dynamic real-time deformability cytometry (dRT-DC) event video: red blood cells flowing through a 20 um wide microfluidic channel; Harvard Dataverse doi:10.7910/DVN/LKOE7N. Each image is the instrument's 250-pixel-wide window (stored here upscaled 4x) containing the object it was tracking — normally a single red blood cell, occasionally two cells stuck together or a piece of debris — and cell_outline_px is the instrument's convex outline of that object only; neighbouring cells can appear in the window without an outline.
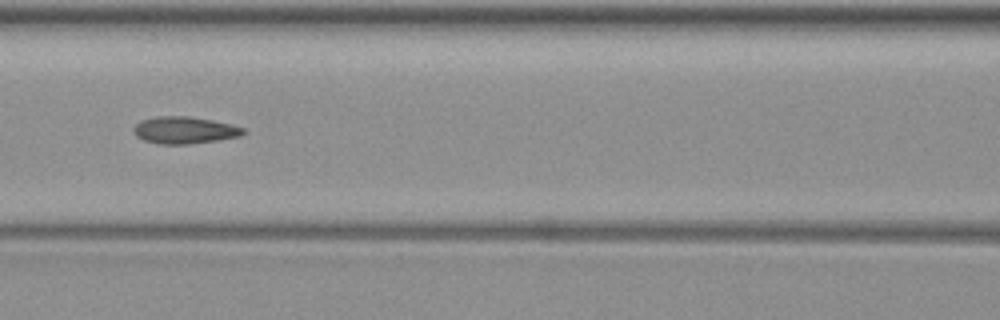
{"species": "common noctule bat (a hibernating species)", "species_latin": "Nyctalus noctula", "temperature_condition": "warm", "stored_images_in_passage": 9, "camera_frame_rate_fps": 3000, "um_per_image_px": 0.085, "animal": {"sex": "female", "body_mass_g": 19.3, "forearm_length_mm": 54.1}, "frame": {"image": 1, "passage_image": 6, "time_ms": 6.0, "image_size_px": [1000, 320], "cell_outline_px": [[248, 132], [240, 136], [220, 140], [188, 144], [160, 144], [144, 140], [136, 136], [132, 128], [140, 120], [156, 116], [188, 116], [212, 120], [232, 124], [244, 128]], "centroid_in_image_um": [15.7, 11.06], "position_along_channel_um": 150.9, "area_um2": 17.46}}
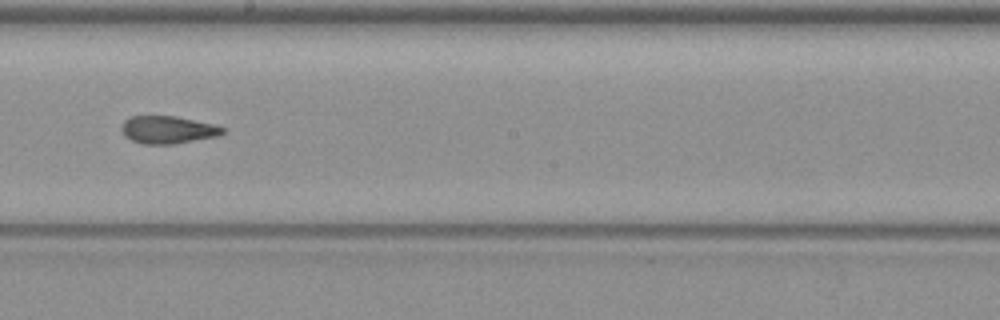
{"frame": {"image": 2, "passage_image": 8, "time_ms": 8.333, "image_size_px": [1000, 320], "cell_outline_px": [[224, 132], [216, 136], [172, 144], [144, 144], [132, 140], [124, 136], [120, 128], [124, 120], [132, 116], [176, 116], [216, 124], [224, 128]], "centroid_in_image_um": [14.24, 11.02], "position_along_channel_um": 234.0, "area_um2": 16.24}}
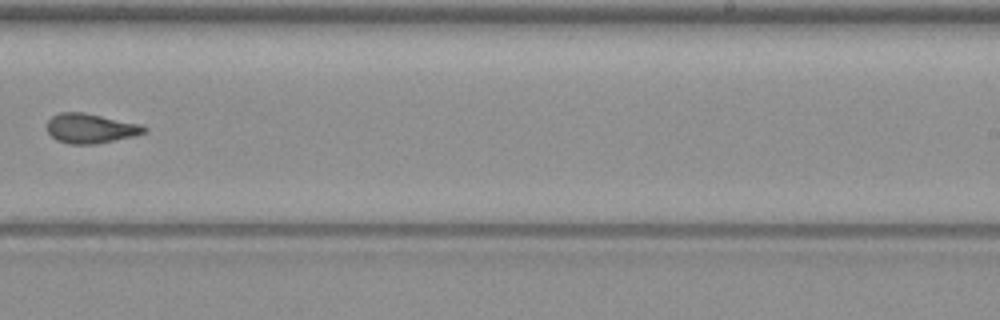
{"frame": {"image": 3, "passage_image": 9, "time_ms": 9.667, "image_size_px": [1000, 320], "cell_outline_px": [[148, 132], [136, 136], [96, 144], [68, 144], [56, 140], [48, 132], [48, 120], [52, 116], [60, 112], [84, 112], [140, 124], [148, 128]], "centroid_in_image_um": [7.73, 10.92], "position_along_channel_um": 281.3, "area_um2": 16.94}}